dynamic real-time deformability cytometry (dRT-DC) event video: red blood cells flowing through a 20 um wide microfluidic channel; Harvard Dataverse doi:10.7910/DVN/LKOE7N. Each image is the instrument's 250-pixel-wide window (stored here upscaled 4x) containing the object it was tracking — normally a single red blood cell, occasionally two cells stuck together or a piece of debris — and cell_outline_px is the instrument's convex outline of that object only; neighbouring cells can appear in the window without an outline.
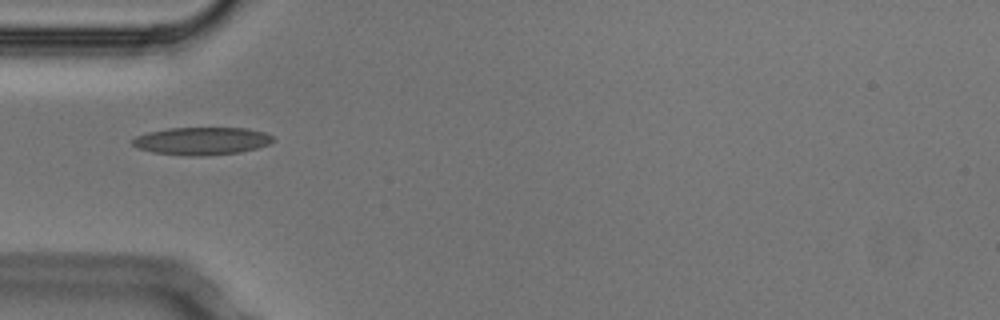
{"species": "Egyptian fruit bat (a non-hibernating species)", "species_latin": "Rousettus aegyptiacus", "temperature_condition": "cold", "stored_images_in_passage": 7, "camera_frame_rate_fps": 3000, "um_per_image_px": 0.085, "animal": {"sex": "male"}, "frame": {"image": 1, "passage_image": 5, "time_ms": 1.333, "image_size_px": [1000, 320], "cell_outline_px": [[276, 140], [268, 144], [256, 148], [240, 152], [204, 156], [184, 156], [152, 152], [136, 148], [132, 144], [132, 140], [136, 136], [148, 132], [168, 128], [248, 128], [264, 132], [272, 136]], "centroid_in_image_um": [17.13, 11.99], "position_along_channel_um": 67.9, "area_um2": 22.83}}
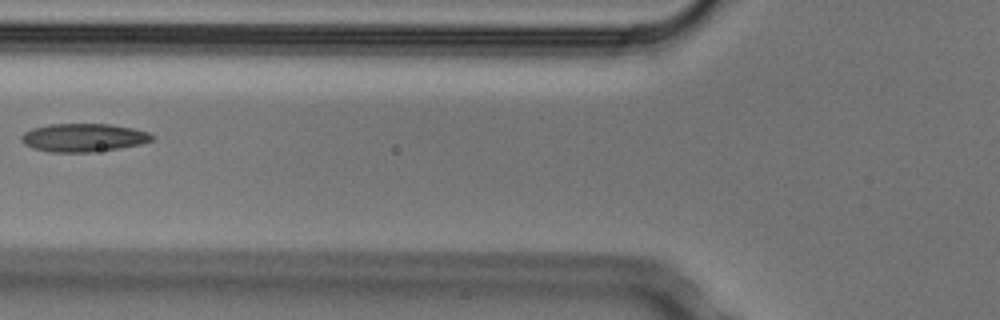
{"frame": {"image": 2, "passage_image": 6, "time_ms": 1.667, "image_size_px": [1000, 320], "cell_outline_px": [[156, 136], [152, 140], [140, 144], [120, 148], [92, 152], [48, 152], [32, 148], [24, 144], [20, 140], [20, 136], [24, 132], [32, 128], [48, 124], [108, 124], [132, 128], [148, 132]], "centroid_in_image_um": [7.06, 11.7], "position_along_channel_um": 118.7, "area_um2": 21.62}}
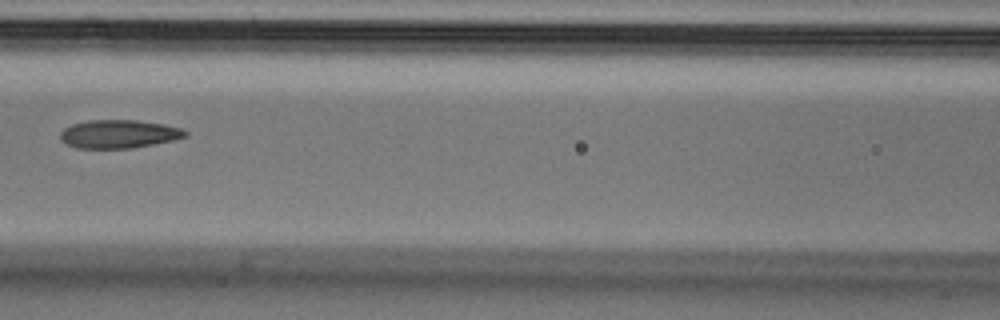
{"frame": {"image": 3, "passage_image": 7, "time_ms": 2.0, "image_size_px": [1000, 320], "cell_outline_px": [[188, 136], [172, 140], [132, 148], [76, 148], [64, 144], [60, 140], [60, 132], [64, 128], [72, 124], [88, 120], [136, 120], [164, 124], [180, 128], [188, 132]], "centroid_in_image_um": [10.06, 11.39], "position_along_channel_um": 156.5, "area_um2": 20.69}}